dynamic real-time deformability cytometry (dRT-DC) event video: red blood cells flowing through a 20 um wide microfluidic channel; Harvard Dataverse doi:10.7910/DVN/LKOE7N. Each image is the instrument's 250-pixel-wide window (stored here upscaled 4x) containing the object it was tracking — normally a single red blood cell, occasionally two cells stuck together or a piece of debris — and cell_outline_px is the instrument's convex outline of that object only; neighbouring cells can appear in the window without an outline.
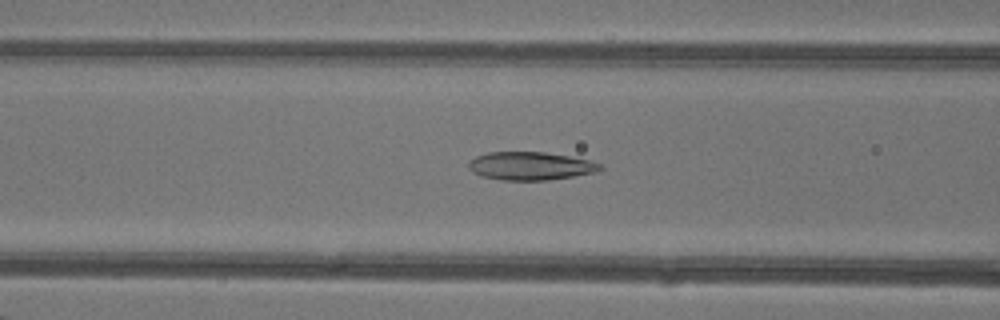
{"species": "common noctule bat (a hibernating species)", "species_latin": "Nyctalus noctula", "temperature_condition": "warm", "stored_images_in_passage": 48, "camera_frame_rate_fps": 3000, "um_per_image_px": 0.085, "animal": {"sex": "female"}, "frame": {"image": 1, "passage_image": 19, "time_ms": 6.0, "image_size_px": [1000, 320], "cell_outline_px": [[604, 168], [592, 172], [572, 176], [548, 180], [500, 180], [480, 176], [472, 172], [468, 168], [468, 164], [476, 156], [488, 152], [544, 152], [568, 156], [588, 160], [600, 164]], "centroid_in_image_um": [45.03, 14.11], "position_along_channel_um": 121.6, "area_um2": 21.39}}
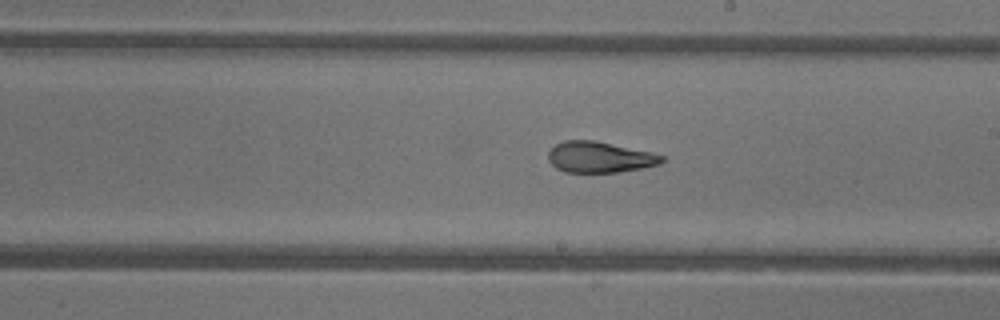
{"frame": {"image": 2, "passage_image": 27, "time_ms": 8.667, "image_size_px": [1000, 320], "cell_outline_px": [[664, 160], [660, 164], [620, 172], [564, 172], [556, 168], [548, 160], [548, 152], [556, 144], [564, 140], [596, 140], [652, 152], [664, 156]], "centroid_in_image_um": [50.97, 13.35], "position_along_channel_um": 238.0, "area_um2": 20.58}}
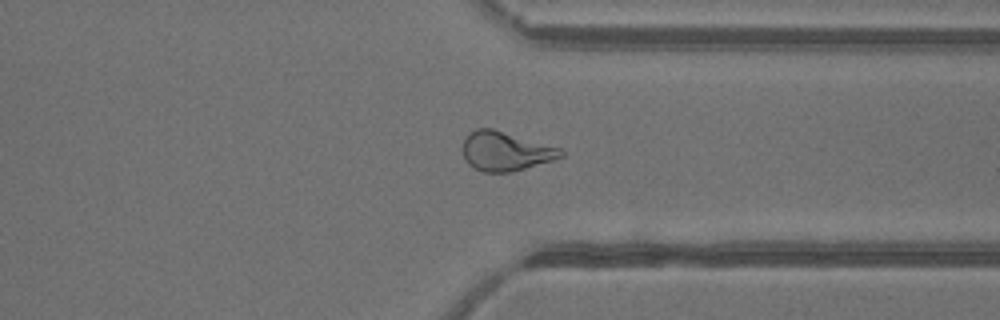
{"frame": {"image": 3, "passage_image": 36, "time_ms": 11.667, "image_size_px": [1000, 320], "cell_outline_px": [[564, 156], [552, 160], [524, 168], [508, 172], [484, 172], [468, 164], [464, 156], [464, 136], [468, 132], [476, 128], [492, 128], [564, 148]], "centroid_in_image_um": [42.99, 12.82], "position_along_channel_um": 368.4, "area_um2": 22.43}}